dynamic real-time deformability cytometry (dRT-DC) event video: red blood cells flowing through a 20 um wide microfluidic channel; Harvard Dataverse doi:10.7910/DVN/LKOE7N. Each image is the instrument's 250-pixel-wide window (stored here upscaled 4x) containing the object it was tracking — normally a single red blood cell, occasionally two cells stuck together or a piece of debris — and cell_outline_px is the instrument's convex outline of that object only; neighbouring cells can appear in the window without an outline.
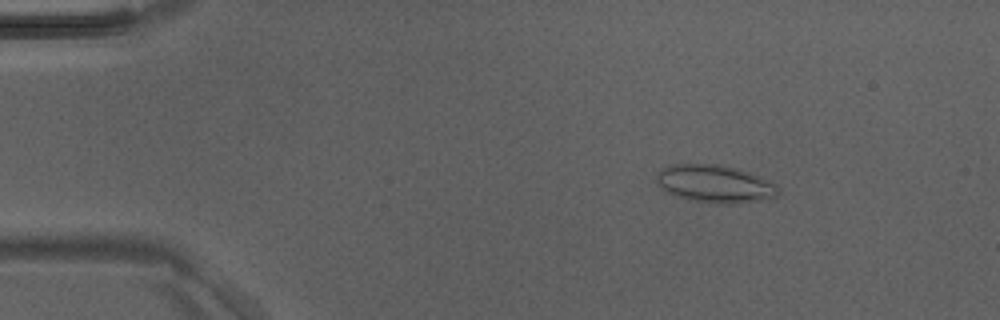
{"species": "Egyptian fruit bat (a non-hibernating species)", "species_latin": "Rousettus aegyptiacus", "temperature_condition": "room temperature", "stored_images_in_passage": 4, "camera_frame_rate_fps": 3000, "um_per_image_px": 0.085, "animal": {"sex": "male"}, "frame": {"image": 1, "passage_image": 2, "time_ms": 0.333, "image_size_px": [1000, 320], "cell_outline_px": [[780, 192], [776, 196], [760, 200], [728, 204], [724, 204], [688, 200], [664, 192], [660, 188], [656, 180], [656, 172], [672, 164], [720, 164], [748, 172], [772, 180], [776, 184]], "centroid_in_image_um": [60.74, 15.62], "position_along_channel_um": 24.3, "area_um2": 26.93}}